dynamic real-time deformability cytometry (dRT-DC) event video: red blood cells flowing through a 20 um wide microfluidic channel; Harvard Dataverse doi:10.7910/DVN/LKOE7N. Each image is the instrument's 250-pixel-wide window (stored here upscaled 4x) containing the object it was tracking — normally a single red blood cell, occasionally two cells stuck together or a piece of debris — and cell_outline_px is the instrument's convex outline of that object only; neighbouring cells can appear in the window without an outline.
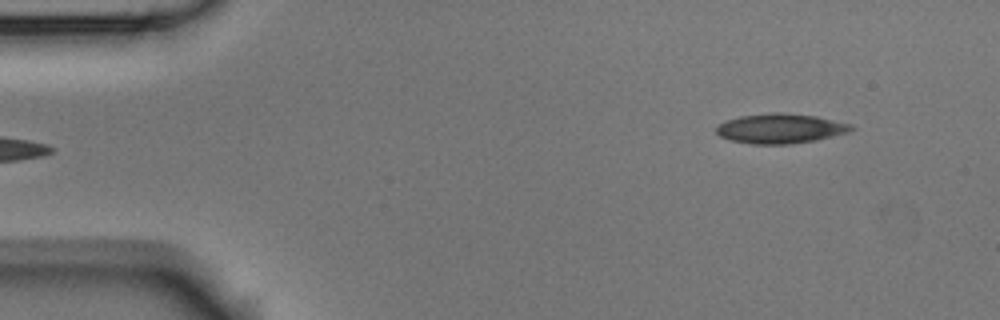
{"species": "Egyptian fruit bat (a non-hibernating species)", "species_latin": "Rousettus aegyptiacus", "temperature_condition": "room temperature", "stored_images_in_passage": 6, "segment_of_instrument_passage": [2, 2], "camera_frame_rate_fps": 3000, "um_per_image_px": 0.085, "animal": {"sex": "male"}, "frame": {"image": 1, "passage_image": 6, "time_ms": 1.667, "image_size_px": [1000, 320], "cell_outline_px": [[856, 128], [848, 132], [816, 140], [788, 144], [752, 144], [732, 140], [720, 136], [716, 132], [716, 128], [720, 124], [728, 120], [740, 116], [772, 112], [780, 112], [816, 116], [852, 124]], "centroid_in_image_um": [66.36, 10.92], "position_along_channel_um": 18.6, "area_um2": 23.24}}